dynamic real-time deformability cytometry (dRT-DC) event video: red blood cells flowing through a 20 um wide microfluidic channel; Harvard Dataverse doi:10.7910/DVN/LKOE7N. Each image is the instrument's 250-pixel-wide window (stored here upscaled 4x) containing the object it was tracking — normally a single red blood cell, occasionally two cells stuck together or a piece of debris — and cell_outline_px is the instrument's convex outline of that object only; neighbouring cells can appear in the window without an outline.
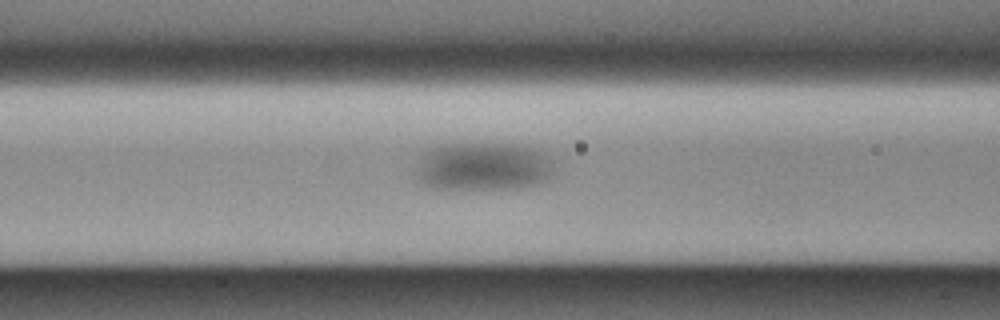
{"species": "Egyptian fruit bat (a non-hibernating species)", "species_latin": "Rousettus aegyptiacus", "temperature_condition": "cold", "stored_images_in_passage": 57, "camera_frame_rate_fps": 3000, "um_per_image_px": 0.085, "animal": {"sex": "male"}, "frame": {"image": 1, "passage_image": 21, "time_ms": 6.667, "image_size_px": [1000, 320], "cell_outline_px": [[552, 172], [540, 184], [516, 188], [436, 188], [424, 184], [420, 180], [416, 172], [420, 160], [424, 152], [440, 144], [528, 144], [540, 152], [552, 164]], "centroid_in_image_um": [41.07, 14.14], "position_along_channel_um": 125.5, "area_um2": 38.32}}
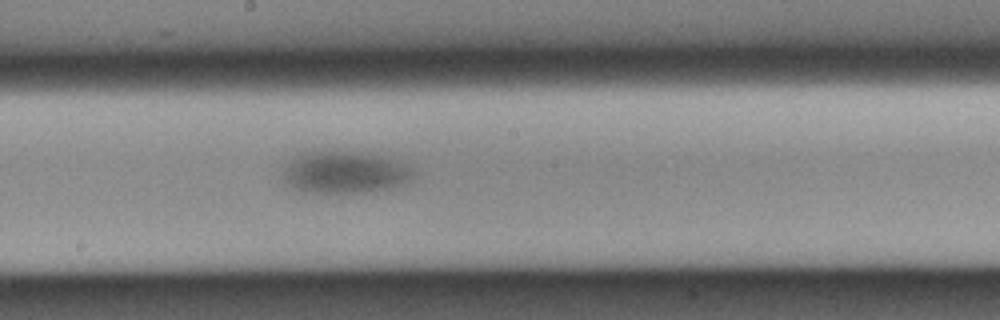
{"frame": {"image": 2, "passage_image": 29, "time_ms": 9.333, "image_size_px": [1000, 320], "cell_outline_px": [[416, 172], [412, 180], [388, 188], [364, 192], [300, 192], [284, 184], [284, 168], [296, 156], [304, 152], [360, 152], [388, 156], [408, 164]], "centroid_in_image_um": [29.35, 14.65], "position_along_channel_um": 218.9, "area_um2": 32.02}}
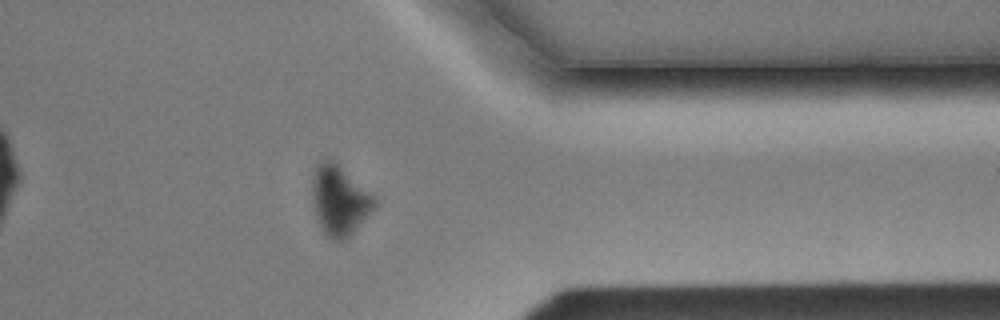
{"frame": {"image": 3, "passage_image": 44, "time_ms": 14.333, "image_size_px": [1000, 320], "cell_outline_px": [[376, 204], [356, 228], [344, 240], [332, 240], [320, 228], [316, 220], [312, 200], [312, 172], [316, 164], [324, 156], [332, 160], [376, 196]], "centroid_in_image_um": [28.8, 16.99], "position_along_channel_um": 382.6, "area_um2": 25.32}}